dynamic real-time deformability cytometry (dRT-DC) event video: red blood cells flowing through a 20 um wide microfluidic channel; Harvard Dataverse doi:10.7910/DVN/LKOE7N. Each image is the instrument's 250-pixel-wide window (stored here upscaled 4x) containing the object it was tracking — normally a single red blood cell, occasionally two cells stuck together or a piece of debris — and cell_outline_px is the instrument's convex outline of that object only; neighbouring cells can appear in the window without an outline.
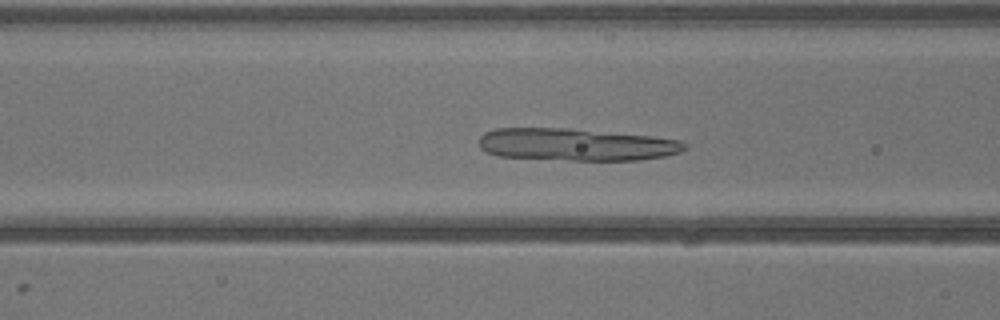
{"species": "common noctule bat (a hibernating species)", "species_latin": "Nyctalus noctula", "temperature_condition": "warm", "stored_images_in_passage": 42, "camera_frame_rate_fps": 3000, "um_per_image_px": 0.085, "animal": {"sex": "male", "body_mass_g": 13.3}, "frame": {"image": 1, "passage_image": 17, "time_ms": 5.333, "image_size_px": [1000, 320], "cell_outline_px": [[688, 148], [680, 152], [664, 156], [640, 160], [568, 160], [496, 156], [484, 152], [480, 148], [476, 140], [484, 132], [496, 128], [564, 128], [652, 136], [680, 140], [688, 144]], "centroid_in_image_um": [48.92, 12.29], "position_along_channel_um": 117.7, "area_um2": 39.07}}
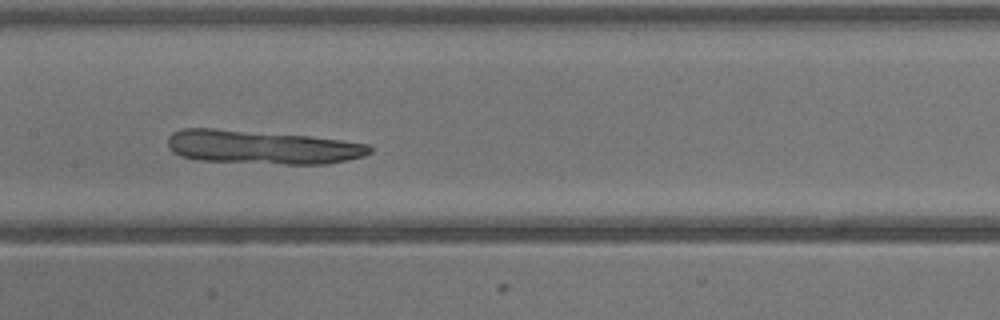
{"frame": {"image": 2, "passage_image": 21, "time_ms": 6.667, "image_size_px": [1000, 320], "cell_outline_px": [[372, 152], [364, 156], [348, 160], [328, 164], [284, 164], [196, 160], [180, 156], [172, 152], [168, 144], [168, 136], [172, 132], [184, 128], [212, 128], [308, 136], [340, 140], [368, 144], [372, 148]], "centroid_in_image_um": [22.25, 12.51], "position_along_channel_um": 185.1, "area_um2": 39.71}}
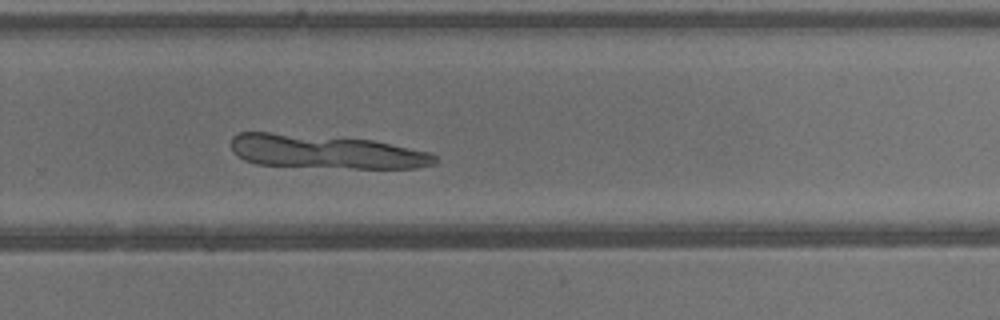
{"frame": {"image": 3, "passage_image": 28, "time_ms": 9.0, "image_size_px": [1000, 320], "cell_outline_px": [[436, 164], [416, 168], [352, 168], [256, 164], [244, 160], [236, 156], [232, 152], [232, 136], [240, 132], [268, 132], [372, 140], [432, 152], [436, 156]], "centroid_in_image_um": [27.7, 12.9], "position_along_channel_um": 302.1, "area_um2": 40.06}}